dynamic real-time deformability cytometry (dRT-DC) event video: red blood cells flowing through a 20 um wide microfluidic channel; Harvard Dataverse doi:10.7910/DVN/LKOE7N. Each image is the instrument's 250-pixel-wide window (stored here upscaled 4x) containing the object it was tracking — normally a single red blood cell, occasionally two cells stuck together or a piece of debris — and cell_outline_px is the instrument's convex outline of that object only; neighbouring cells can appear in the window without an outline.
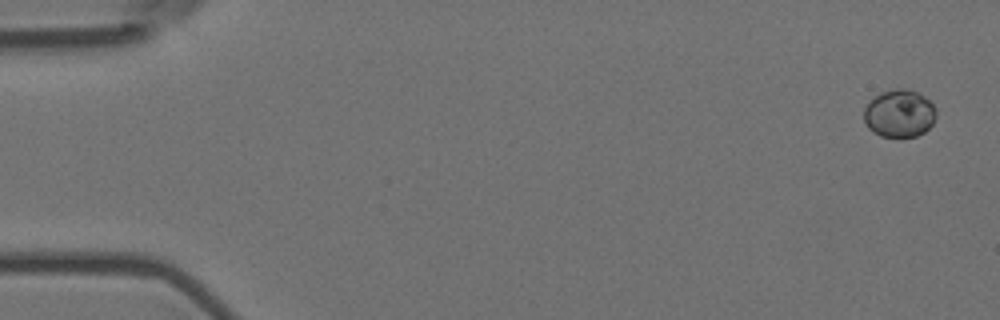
{"species": "Egyptian fruit bat (a non-hibernating species)", "species_latin": "Rousettus aegyptiacus", "temperature_condition": "room temperature", "stored_images_in_passage": 6, "camera_frame_rate_fps": 3000, "um_per_image_px": 0.085, "animal": {"sex": "female"}, "frame": {"image": 1, "passage_image": 1, "time_ms": 0.0, "image_size_px": [1000, 320], "cell_outline_px": [[936, 116], [932, 124], [924, 132], [916, 136], [900, 140], [880, 136], [872, 132], [864, 124], [864, 108], [880, 92], [896, 88], [904, 88], [916, 92], [924, 96], [936, 108]], "centroid_in_image_um": [76.43, 9.7], "position_along_channel_um": 8.6, "area_um2": 20.52}}